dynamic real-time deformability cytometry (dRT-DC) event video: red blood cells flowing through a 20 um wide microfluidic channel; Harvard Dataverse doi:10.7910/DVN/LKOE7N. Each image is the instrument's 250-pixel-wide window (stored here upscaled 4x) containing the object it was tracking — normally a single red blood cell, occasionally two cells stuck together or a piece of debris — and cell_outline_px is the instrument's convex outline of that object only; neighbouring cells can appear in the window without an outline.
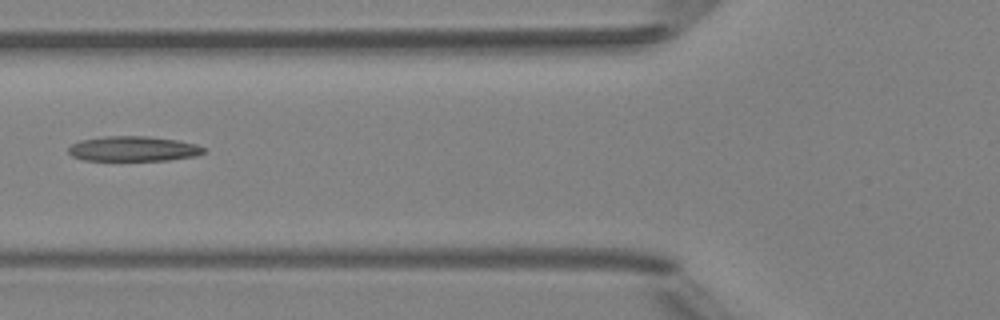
{"species": "Egyptian fruit bat (a non-hibernating species)", "species_latin": "Rousettus aegyptiacus", "temperature_condition": "room temperature", "stored_images_in_passage": 5, "camera_frame_rate_fps": 3000, "um_per_image_px": 0.085, "animal": {"sex": "female"}, "frame": {"image": 1, "passage_image": 5, "time_ms": 5.333, "image_size_px": [1000, 320], "cell_outline_px": [[208, 152], [196, 156], [168, 160], [84, 160], [72, 156], [68, 152], [68, 148], [72, 144], [80, 140], [104, 136], [148, 136], [176, 140], [196, 144], [204, 148]], "centroid_in_image_um": [11.34, 12.64], "position_along_channel_um": 114.5, "area_um2": 19.77}}